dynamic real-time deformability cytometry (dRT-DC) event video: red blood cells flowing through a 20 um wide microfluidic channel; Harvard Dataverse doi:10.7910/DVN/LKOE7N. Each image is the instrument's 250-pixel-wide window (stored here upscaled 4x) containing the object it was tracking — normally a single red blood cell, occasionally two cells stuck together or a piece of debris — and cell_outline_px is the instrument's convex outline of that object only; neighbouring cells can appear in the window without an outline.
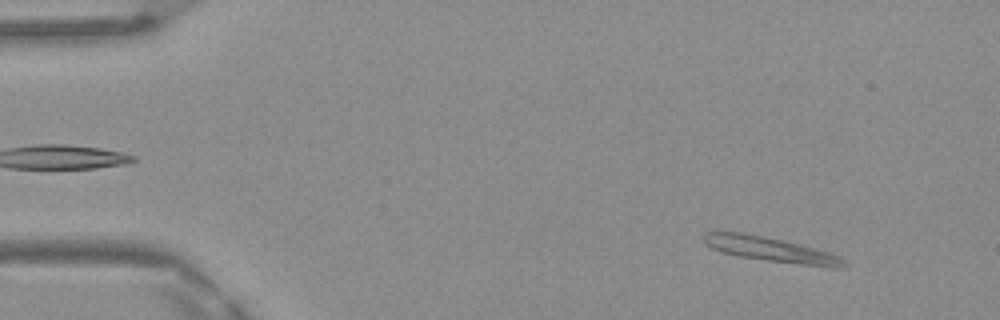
{"species": "Egyptian fruit bat (a non-hibernating species)", "species_latin": "Rousettus aegyptiacus", "temperature_condition": "warm", "stored_images_in_passage": 47, "camera_frame_rate_fps": 3000, "um_per_image_px": 0.085, "frame": {"image": 1, "passage_image": 4, "time_ms": 1.0, "image_size_px": [1000, 320], "cell_outline_px": [[848, 268], [832, 268], [768, 260], [740, 256], [724, 252], [712, 248], [704, 244], [704, 236], [708, 232], [740, 232], [764, 236], [800, 244], [828, 252], [844, 260], [848, 264]], "centroid_in_image_um": [65.56, 21.21], "position_along_channel_um": 19.4, "area_um2": 19.77}}
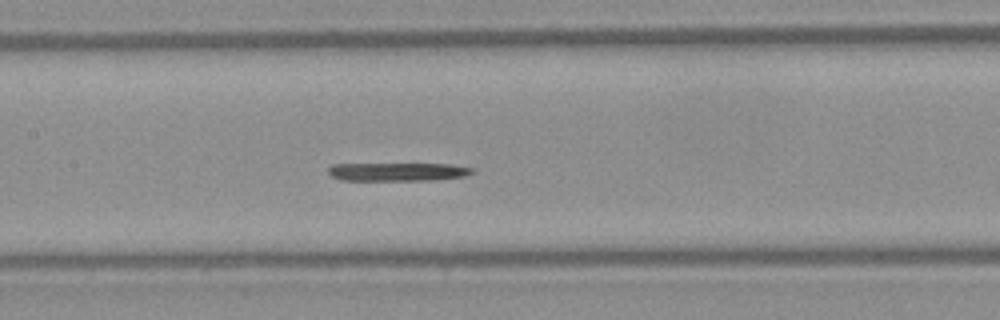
{"frame": {"image": 2, "passage_image": 22, "time_ms": 7.0, "image_size_px": [1000, 320], "cell_outline_px": [[476, 172], [464, 176], [432, 180], [340, 180], [332, 176], [328, 172], [328, 168], [332, 164], [452, 164], [476, 168]], "centroid_in_image_um": [33.85, 14.59], "position_along_channel_um": 173.5, "area_um2": 15.43}}
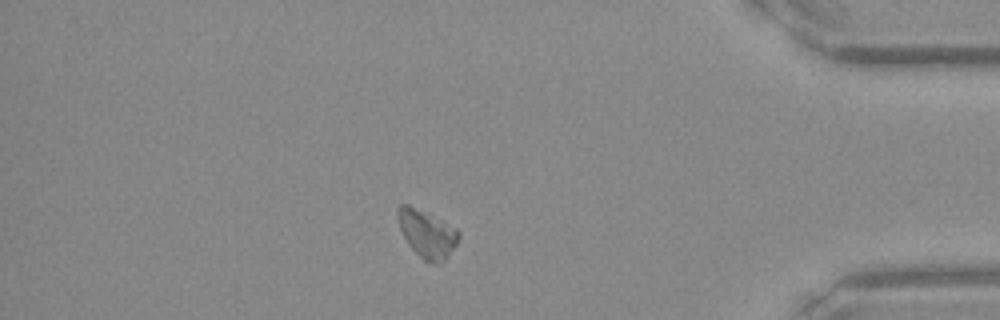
{"frame": {"image": 3, "passage_image": 41, "time_ms": 13.333, "image_size_px": [1000, 320], "cell_outline_px": [[460, 236], [456, 244], [448, 256], [444, 260], [432, 264], [424, 260], [408, 244], [400, 228], [396, 216], [396, 212], [400, 204], [408, 204], [456, 228], [460, 232]], "centroid_in_image_um": [36.28, 19.87], "position_along_channel_um": 398.9, "area_um2": 16.53}, "authors_computed_cell_mechanics": {"area_um2": 16.762, "velocity_mm_per_s": 4.1289, "shape_relaxation_time_tau1_ms": null, "shape_relaxation_time_tau2_ms": 11.0357, "deformation_change_tau1": null, "deformation_change_tau2": 0.1383}}